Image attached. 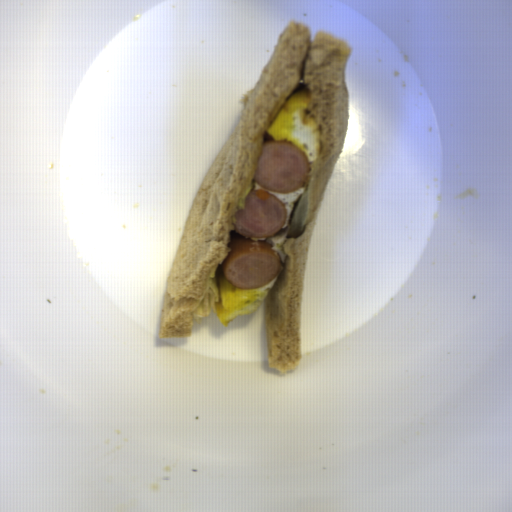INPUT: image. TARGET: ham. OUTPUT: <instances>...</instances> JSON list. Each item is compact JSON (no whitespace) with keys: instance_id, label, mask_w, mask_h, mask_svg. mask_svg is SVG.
I'll return each mask as SVG.
<instances>
[{"instance_id":"1","label":"ham","mask_w":512,"mask_h":512,"mask_svg":"<svg viewBox=\"0 0 512 512\" xmlns=\"http://www.w3.org/2000/svg\"><path fill=\"white\" fill-rule=\"evenodd\" d=\"M230 251L221 269L225 280L239 289L263 287L273 281L282 268V258L265 240L237 236L229 241Z\"/></svg>"},{"instance_id":"2","label":"ham","mask_w":512,"mask_h":512,"mask_svg":"<svg viewBox=\"0 0 512 512\" xmlns=\"http://www.w3.org/2000/svg\"><path fill=\"white\" fill-rule=\"evenodd\" d=\"M309 176L305 152L289 141H263L254 180L266 190L291 193L302 188Z\"/></svg>"},{"instance_id":"3","label":"ham","mask_w":512,"mask_h":512,"mask_svg":"<svg viewBox=\"0 0 512 512\" xmlns=\"http://www.w3.org/2000/svg\"><path fill=\"white\" fill-rule=\"evenodd\" d=\"M235 232L242 236L269 238L284 226L285 204L275 195L260 189L250 190L244 199V209L234 214Z\"/></svg>"}]
</instances>
